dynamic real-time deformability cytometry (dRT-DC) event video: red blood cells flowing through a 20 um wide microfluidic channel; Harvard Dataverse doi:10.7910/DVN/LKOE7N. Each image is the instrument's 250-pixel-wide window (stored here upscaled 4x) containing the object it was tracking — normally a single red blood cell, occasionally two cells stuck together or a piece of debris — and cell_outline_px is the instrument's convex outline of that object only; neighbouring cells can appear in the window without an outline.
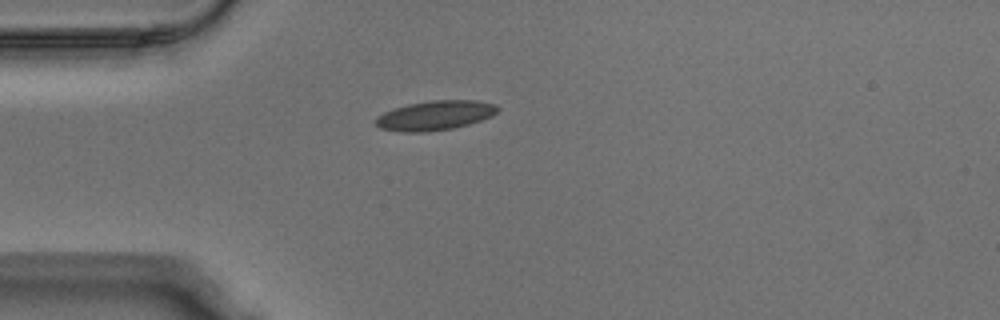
{"species": "Egyptian fruit bat (a non-hibernating species)", "species_latin": "Rousettus aegyptiacus", "temperature_condition": "warm", "stored_images_in_passage": 2, "camera_frame_rate_fps": 3000, "um_per_image_px": 0.085, "animal": {"sex": "male"}, "frame": {"image": 1, "passage_image": 1, "time_ms": 0.0, "image_size_px": [1000, 320], "cell_outline_px": [[500, 108], [492, 116], [468, 124], [452, 128], [428, 132], [404, 132], [380, 128], [376, 124], [376, 116], [384, 112], [408, 104], [432, 100], [476, 100], [496, 104]], "centroid_in_image_um": [37.0, 9.81], "position_along_channel_um": 48.0, "area_um2": 20.87}}